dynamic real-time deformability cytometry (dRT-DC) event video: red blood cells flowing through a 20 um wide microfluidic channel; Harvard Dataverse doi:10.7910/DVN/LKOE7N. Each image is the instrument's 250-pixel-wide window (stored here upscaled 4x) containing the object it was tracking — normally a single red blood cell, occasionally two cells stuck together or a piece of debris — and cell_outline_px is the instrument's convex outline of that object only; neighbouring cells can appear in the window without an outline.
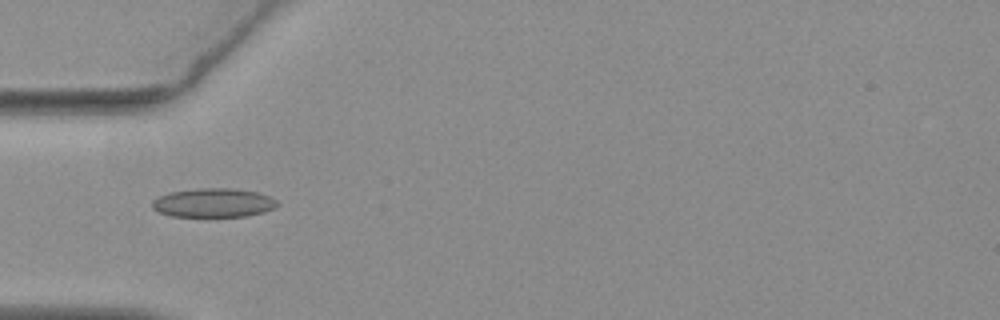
{"species": "common noctule bat (a hibernating species)", "species_latin": "Nyctalus noctula", "temperature_condition": "warm", "stored_images_in_passage": 37, "camera_frame_rate_fps": 3000, "um_per_image_px": 0.085, "animal": {"sex": "female", "body_mass_g": 19.3, "forearm_length_mm": 54.1}, "frame": {"image": 1, "passage_image": 1, "time_ms": 0.0, "image_size_px": [1000, 320], "cell_outline_px": [[280, 204], [276, 208], [264, 212], [248, 216], [172, 216], [160, 212], [152, 208], [152, 200], [160, 196], [172, 192], [200, 188], [232, 188], [256, 192], [272, 196]], "centroid_in_image_um": [18.21, 17.24], "position_along_channel_um": 66.8, "area_um2": 21.1}}
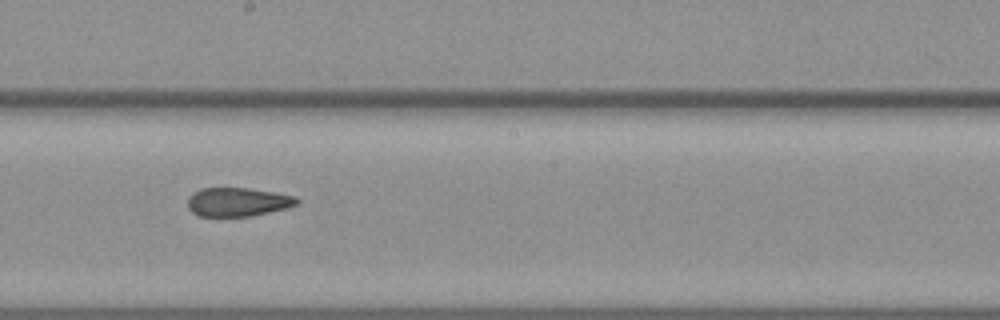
{"frame": {"image": 2, "passage_image": 14, "time_ms": 4.333, "image_size_px": [1000, 320], "cell_outline_px": [[300, 200], [296, 204], [288, 208], [248, 216], [196, 216], [188, 208], [188, 196], [192, 192], [200, 188], [248, 188], [296, 196]], "centroid_in_image_um": [20.17, 17.16], "position_along_channel_um": 228.0, "area_um2": 18.32}}
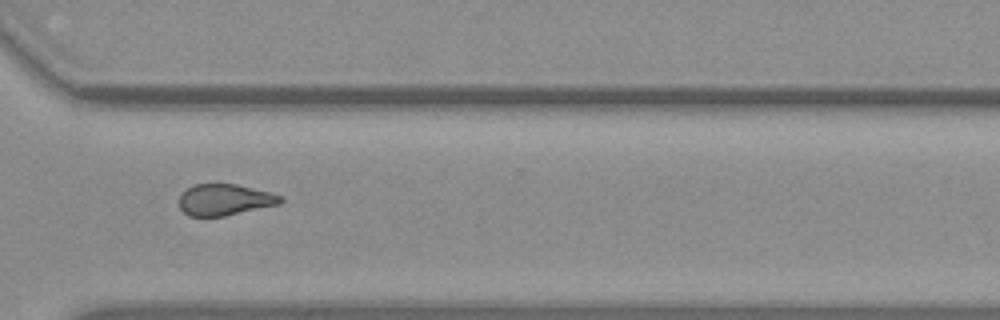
{"frame": {"image": 3, "passage_image": 24, "time_ms": 7.667, "image_size_px": [1000, 320], "cell_outline_px": [[284, 200], [280, 204], [224, 216], [188, 216], [180, 208], [180, 196], [188, 188], [196, 184], [236, 184], [272, 192], [284, 196]], "centroid_in_image_um": [19.16, 16.98], "position_along_channel_um": 351.4, "area_um2": 18.5}, "authors_computed_cell_mechanics": {"area_um2": 18.9584, "velocity_mm_per_s": 3.7082, "shape_relaxation_time_tau1_ms": null, "shape_relaxation_time_tau2_ms": 3.5857, "deformation_change_tau1": null, "deformation_change_tau2": 0.116}}